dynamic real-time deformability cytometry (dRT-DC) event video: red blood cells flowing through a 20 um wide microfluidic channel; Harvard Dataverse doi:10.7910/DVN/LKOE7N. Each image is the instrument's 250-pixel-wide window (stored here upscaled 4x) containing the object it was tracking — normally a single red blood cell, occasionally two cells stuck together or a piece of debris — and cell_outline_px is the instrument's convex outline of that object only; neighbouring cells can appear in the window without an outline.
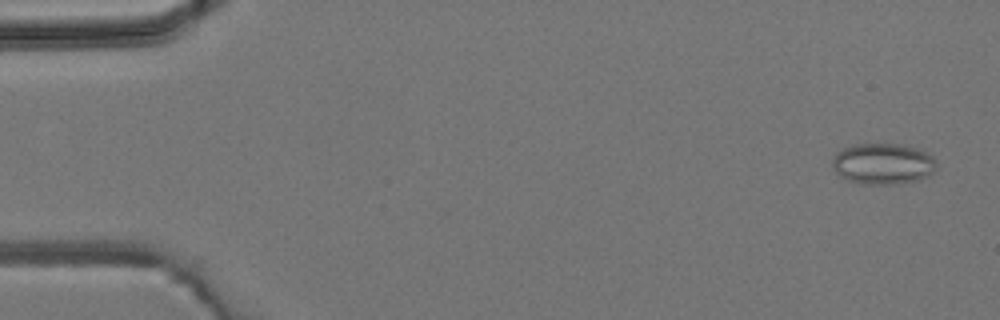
{"species": "common noctule bat (a hibernating species)", "species_latin": "Nyctalus noctula", "temperature_condition": "room temperature", "stored_images_in_passage": 5, "camera_frame_rate_fps": 3000, "um_per_image_px": 0.085, "animal": {"sex": "male", "body_mass_g": 19.2, "forearm_length_mm": 51.8}, "frame": {"image": 1, "passage_image": 1, "time_ms": 0.0, "image_size_px": [1000, 320], "cell_outline_px": [[936, 168], [932, 172], [916, 180], [892, 184], [860, 184], [848, 180], [840, 176], [836, 172], [832, 164], [832, 160], [836, 152], [852, 144], [904, 144], [924, 148], [936, 160]], "centroid_in_image_um": [75.06, 13.89], "position_along_channel_um": 9.9, "area_um2": 25.14}}
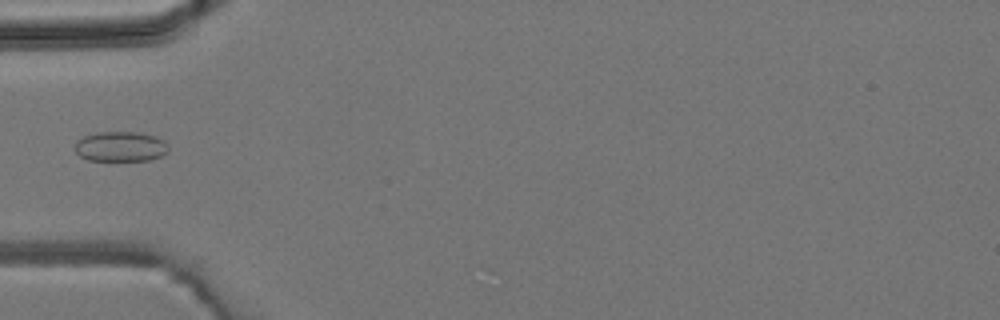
{"frame": {"image": 2, "passage_image": 5, "time_ms": 4.667, "image_size_px": [1000, 320], "cell_outline_px": [[168, 152], [160, 156], [148, 160], [88, 160], [80, 156], [76, 152], [76, 140], [84, 136], [96, 132], [140, 132], [156, 136], [164, 140], [168, 144]], "centroid_in_image_um": [10.26, 12.44], "position_along_channel_um": 74.7, "area_um2": 16.42}}